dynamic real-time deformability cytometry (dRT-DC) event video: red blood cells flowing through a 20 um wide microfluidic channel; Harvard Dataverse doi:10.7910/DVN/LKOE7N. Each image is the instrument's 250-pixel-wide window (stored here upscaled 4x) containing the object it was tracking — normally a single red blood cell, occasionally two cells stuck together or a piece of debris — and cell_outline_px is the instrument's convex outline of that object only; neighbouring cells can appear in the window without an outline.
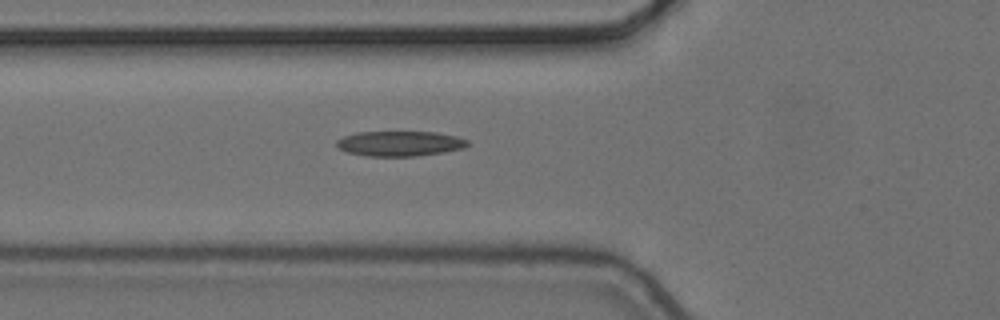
{"species": "common noctule bat (a hibernating species)", "species_latin": "Nyctalus noctula", "temperature_condition": "cold", "stored_images_in_passage": 6, "camera_frame_rate_fps": 3000, "um_per_image_px": 0.085, "animal": {"sex": "female", "body_mass_g": 24.6, "forearm_length_mm": 56.2}, "frame": {"image": 1, "passage_image": 6, "time_ms": 1.667, "image_size_px": [1000, 320], "cell_outline_px": [[468, 144], [464, 148], [444, 152], [416, 156], [364, 156], [348, 152], [340, 148], [336, 144], [336, 140], [344, 136], [356, 132], [436, 132], [456, 136], [468, 140]], "centroid_in_image_um": [33.98, 12.2], "position_along_channel_um": 91.8, "area_um2": 19.13}}